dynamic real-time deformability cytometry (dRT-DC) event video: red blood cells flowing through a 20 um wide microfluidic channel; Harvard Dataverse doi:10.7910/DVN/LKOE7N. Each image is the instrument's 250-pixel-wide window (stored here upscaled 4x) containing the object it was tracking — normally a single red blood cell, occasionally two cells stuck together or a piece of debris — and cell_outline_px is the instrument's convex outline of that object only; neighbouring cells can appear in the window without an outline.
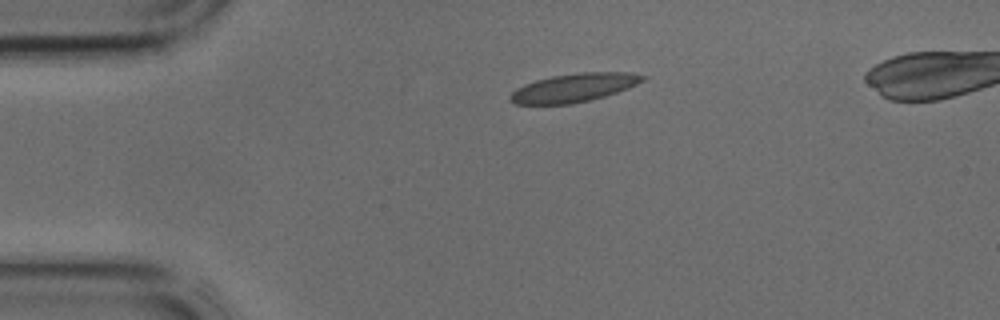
{"species": "common noctule bat (a hibernating species)", "species_latin": "Nyctalus noctula", "temperature_condition": "cold", "stored_images_in_passage": 13, "camera_frame_rate_fps": 3000, "um_per_image_px": 0.085, "animal": {"sex": "male", "body_mass_g": 17.9, "forearm_length_mm": 54.2}, "frame": {"image": 1, "passage_image": 1, "time_ms": 0.0, "image_size_px": [1000, 320], "cell_outline_px": [[648, 76], [644, 80], [628, 88], [604, 96], [588, 100], [568, 104], [516, 104], [508, 96], [516, 88], [524, 84], [536, 80], [552, 76], [580, 72], [632, 72]], "centroid_in_image_um": [48.8, 7.44], "position_along_channel_um": 36.2, "area_um2": 21.85}}